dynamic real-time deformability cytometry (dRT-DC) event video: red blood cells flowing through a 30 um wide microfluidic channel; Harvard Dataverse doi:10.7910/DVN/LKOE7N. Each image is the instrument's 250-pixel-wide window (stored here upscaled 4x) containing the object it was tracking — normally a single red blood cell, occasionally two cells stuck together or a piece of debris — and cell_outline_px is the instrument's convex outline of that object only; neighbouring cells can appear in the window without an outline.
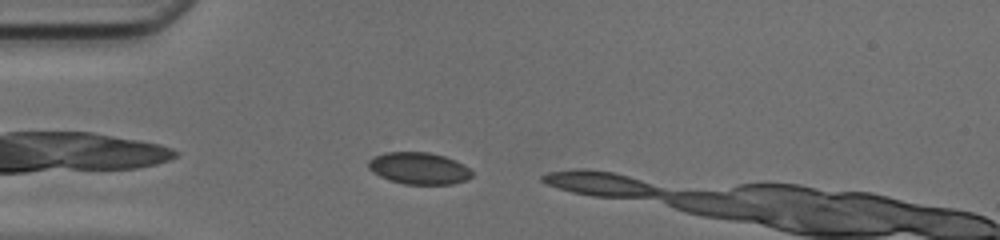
{"species": "common noctule bat (a hibernating species)", "species_latin": "Nyctalus noctula", "temperature_condition": "cold", "stored_images_in_passage": 7, "camera_frame_rate_fps": 3000, "um_per_image_px": 0.085, "animal": {"sex": "female", "body_mass_g": 17.0, "forearm_length_mm": 48.0}, "frame": {"image": 1, "passage_image": 3, "time_ms": 0.667, "image_size_px": [1000, 240], "cell_outline_px": [[472, 176], [468, 180], [452, 184], [404, 184], [380, 176], [372, 172], [368, 168], [368, 160], [372, 156], [384, 152], [428, 152], [444, 156], [464, 164], [472, 172]], "centroid_in_image_um": [35.59, 14.3], "position_along_channel_um": 49.4, "area_um2": 19.31}}